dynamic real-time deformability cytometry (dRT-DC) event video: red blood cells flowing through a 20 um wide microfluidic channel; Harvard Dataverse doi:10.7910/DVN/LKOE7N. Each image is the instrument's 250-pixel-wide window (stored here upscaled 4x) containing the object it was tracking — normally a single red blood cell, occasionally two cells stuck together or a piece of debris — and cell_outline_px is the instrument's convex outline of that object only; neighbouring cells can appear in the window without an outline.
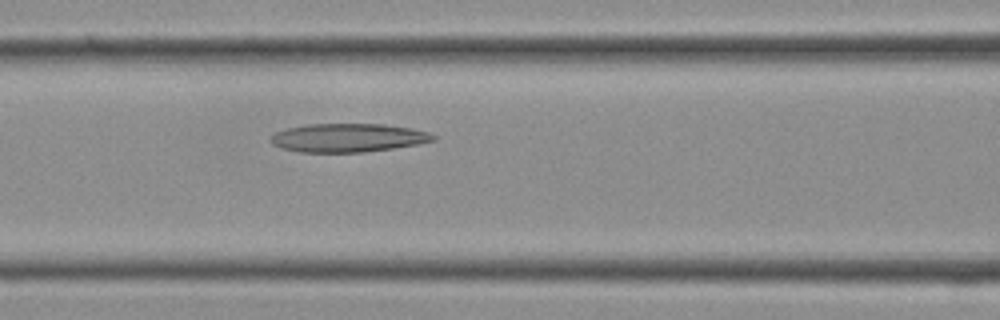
{"species": "Egyptian fruit bat (a non-hibernating species)", "species_latin": "Rousettus aegyptiacus", "temperature_condition": "cold", "stored_images_in_passage": 13, "camera_frame_rate_fps": 3000, "um_per_image_px": 0.085, "frame": {"image": 1, "passage_image": 11, "time_ms": 3.333, "image_size_px": [1000, 320], "cell_outline_px": [[436, 140], [420, 144], [364, 152], [300, 152], [280, 148], [272, 144], [268, 140], [276, 132], [288, 128], [308, 124], [384, 124], [412, 128], [428, 132], [436, 136]], "centroid_in_image_um": [29.59, 11.71], "position_along_channel_um": 137.0, "area_um2": 27.11}}
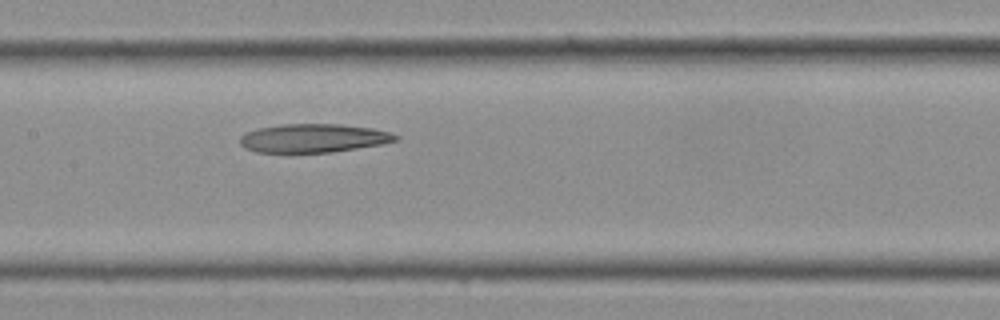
{"frame": {"image": 2, "passage_image": 13, "time_ms": 4.0, "image_size_px": [1000, 320], "cell_outline_px": [[400, 140], [384, 144], [332, 152], [256, 152], [244, 148], [240, 144], [240, 136], [244, 132], [256, 128], [280, 124], [340, 124], [372, 128], [392, 132], [400, 136]], "centroid_in_image_um": [26.66, 11.74], "position_along_channel_um": 180.7, "area_um2": 26.3}}